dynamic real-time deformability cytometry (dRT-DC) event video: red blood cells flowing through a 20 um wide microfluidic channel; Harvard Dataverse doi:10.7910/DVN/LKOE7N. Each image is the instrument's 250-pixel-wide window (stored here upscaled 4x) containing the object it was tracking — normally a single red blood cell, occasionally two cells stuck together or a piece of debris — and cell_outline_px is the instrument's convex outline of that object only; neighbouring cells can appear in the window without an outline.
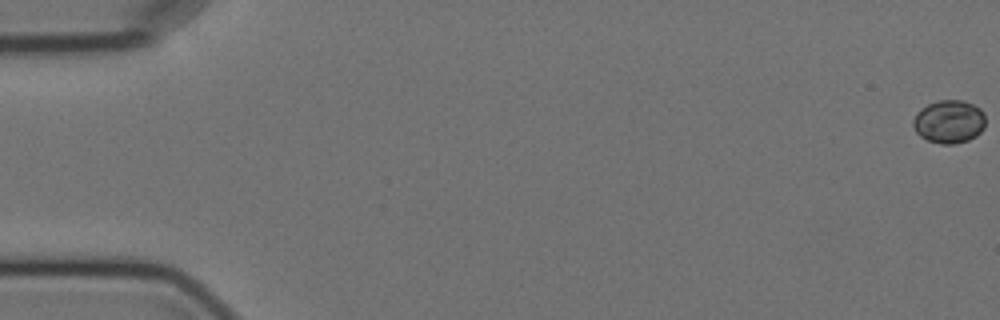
{"species": "Egyptian fruit bat (a non-hibernating species)", "species_latin": "Rousettus aegyptiacus", "temperature_condition": "cold", "stored_images_in_passage": 5, "camera_frame_rate_fps": 3000, "um_per_image_px": 0.085, "animal": {"sex": "female"}, "frame": {"image": 1, "passage_image": 1, "time_ms": 0.0, "image_size_px": [1000, 320], "cell_outline_px": [[984, 128], [976, 136], [968, 140], [952, 144], [940, 144], [928, 140], [920, 136], [916, 132], [912, 124], [912, 120], [916, 112], [920, 108], [928, 104], [940, 100], [964, 100], [980, 108], [984, 112]], "centroid_in_image_um": [80.65, 10.33], "position_along_channel_um": 4.4, "area_um2": 18.32}}
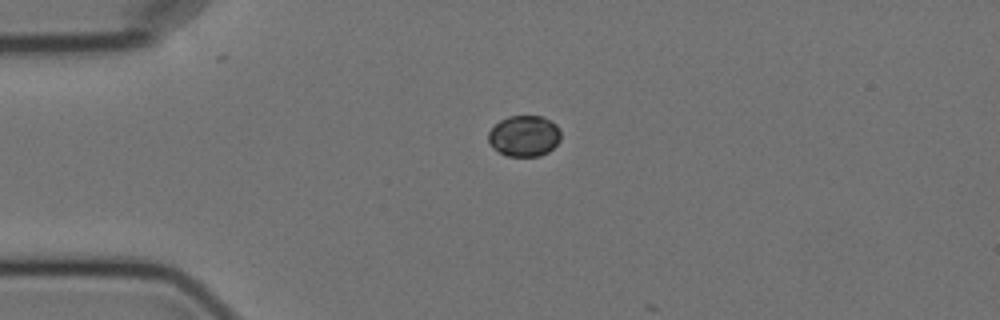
{"frame": {"image": 2, "passage_image": 4, "time_ms": 4.667, "image_size_px": [1000, 320], "cell_outline_px": [[560, 140], [548, 152], [540, 156], [508, 156], [492, 148], [488, 140], [488, 132], [500, 120], [508, 116], [544, 116], [552, 120], [556, 124], [560, 132]], "centroid_in_image_um": [44.56, 11.55], "position_along_channel_um": 40.4, "area_um2": 17.4}}